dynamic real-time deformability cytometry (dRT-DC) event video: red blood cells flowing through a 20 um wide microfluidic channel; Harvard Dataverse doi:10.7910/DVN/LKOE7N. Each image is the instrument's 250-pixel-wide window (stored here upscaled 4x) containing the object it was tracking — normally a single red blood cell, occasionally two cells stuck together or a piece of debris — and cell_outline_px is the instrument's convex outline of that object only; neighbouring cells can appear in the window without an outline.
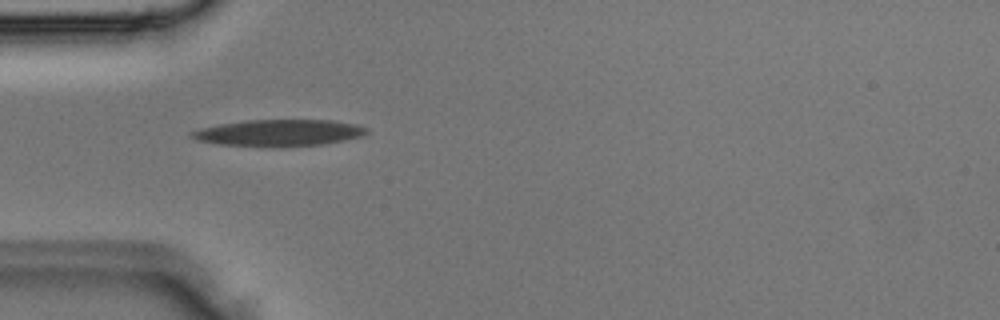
{"species": "Egyptian fruit bat (a non-hibernating species)", "species_latin": "Rousettus aegyptiacus", "temperature_condition": "room temperature", "stored_images_in_passage": 3, "camera_frame_rate_fps": 3000, "um_per_image_px": 0.085, "animal": {"sex": "male"}, "frame": {"image": 1, "passage_image": 3, "time_ms": 0.667, "image_size_px": [1000, 320], "cell_outline_px": [[368, 132], [364, 136], [324, 144], [216, 144], [196, 140], [188, 136], [188, 132], [200, 128], [220, 124], [244, 120], [332, 120], [356, 124], [368, 128]], "centroid_in_image_um": [23.71, 11.24], "position_along_channel_um": 61.3, "area_um2": 26.18}}